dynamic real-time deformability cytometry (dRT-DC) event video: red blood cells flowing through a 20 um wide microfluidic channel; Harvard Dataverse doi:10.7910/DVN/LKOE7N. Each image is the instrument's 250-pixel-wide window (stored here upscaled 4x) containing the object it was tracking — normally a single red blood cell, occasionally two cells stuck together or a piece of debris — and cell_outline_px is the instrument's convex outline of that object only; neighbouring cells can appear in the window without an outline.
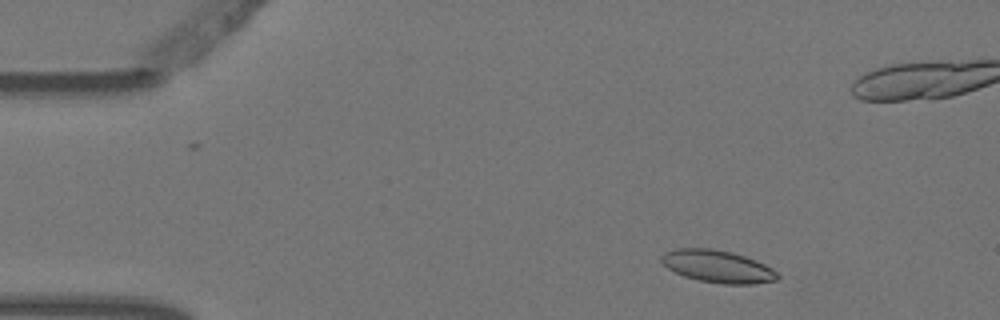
{"species": "Egyptian fruit bat (a non-hibernating species)", "species_latin": "Rousettus aegyptiacus", "temperature_condition": "warm", "stored_images_in_passage": 4, "camera_frame_rate_fps": 3000, "um_per_image_px": 0.085, "animal": {"sex": "female"}, "frame": {"image": 1, "passage_image": 1, "time_ms": 0.0, "image_size_px": [1000, 320], "cell_outline_px": [[780, 276], [776, 280], [752, 284], [724, 284], [700, 280], [684, 276], [668, 268], [660, 260], [660, 256], [664, 252], [676, 248], [712, 248], [732, 252], [756, 260], [772, 268]], "centroid_in_image_um": [60.99, 22.63], "position_along_channel_um": 24.0, "area_um2": 21.85}}